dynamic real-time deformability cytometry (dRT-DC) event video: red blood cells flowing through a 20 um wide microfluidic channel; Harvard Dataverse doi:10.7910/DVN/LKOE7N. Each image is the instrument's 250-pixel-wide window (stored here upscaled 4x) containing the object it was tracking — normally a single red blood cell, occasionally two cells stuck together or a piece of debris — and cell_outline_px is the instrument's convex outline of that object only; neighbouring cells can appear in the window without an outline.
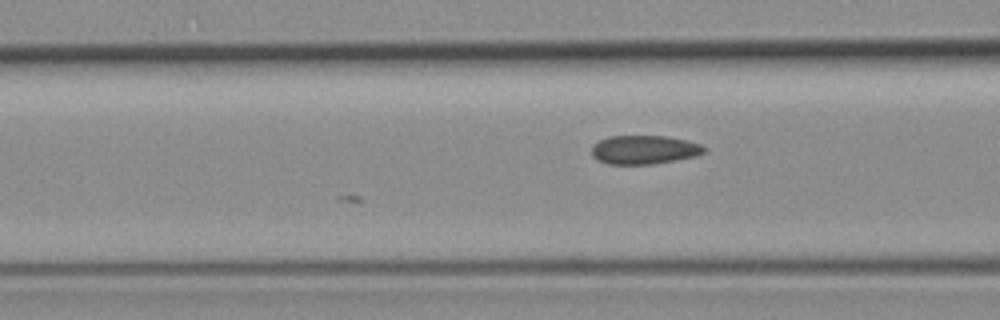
{"species": "common noctule bat (a hibernating species)", "species_latin": "Nyctalus noctula", "temperature_condition": "room temperature", "stored_images_in_passage": 6, "camera_frame_rate_fps": 3000, "um_per_image_px": 0.085, "animal": {"sex": "female", "body_mass_g": 19.3, "forearm_length_mm": 54.1}, "frame": {"image": 1, "passage_image": 6, "time_ms": 1.667, "image_size_px": [1000, 320], "cell_outline_px": [[708, 148], [704, 152], [696, 156], [676, 160], [652, 164], [608, 164], [592, 156], [592, 144], [608, 136], [668, 136], [700, 144]], "centroid_in_image_um": [54.76, 12.72], "position_along_channel_um": 111.8, "area_um2": 18.84}}